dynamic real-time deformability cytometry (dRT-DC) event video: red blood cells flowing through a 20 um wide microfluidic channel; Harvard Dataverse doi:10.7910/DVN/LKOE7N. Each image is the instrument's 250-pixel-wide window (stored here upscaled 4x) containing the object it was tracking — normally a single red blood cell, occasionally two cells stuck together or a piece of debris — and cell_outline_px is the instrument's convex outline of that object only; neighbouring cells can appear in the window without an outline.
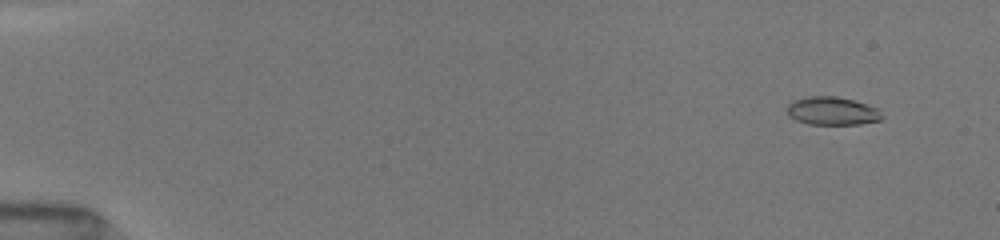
{"species": "common noctule bat (a hibernating species)", "species_latin": "Nyctalus noctula", "temperature_condition": "room temperature", "stored_images_in_passage": 49, "camera_frame_rate_fps": 3000, "um_per_image_px": 0.085, "animal": {"sex": "female", "body_mass_g": 19.5, "forearm_length_mm": 54.1}, "frame": {"image": 1, "passage_image": 6, "time_ms": 1.333, "image_size_px": [1000, 240], "cell_outline_px": [[884, 116], [880, 120], [860, 124], [808, 124], [796, 120], [788, 116], [788, 104], [792, 100], [808, 96], [836, 96], [852, 100], [880, 108]], "centroid_in_image_um": [70.76, 9.43], "position_along_channel_um": 14.2, "area_um2": 15.72}}
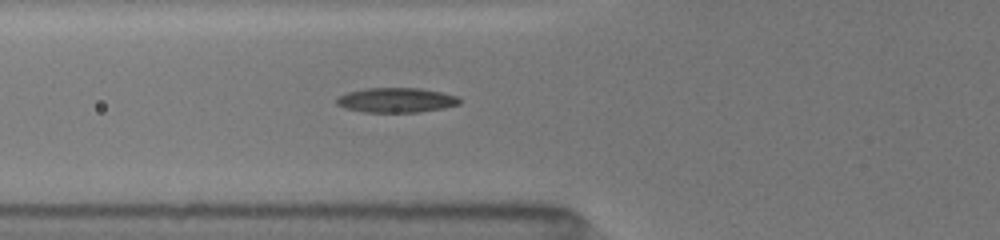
{"frame": {"image": 2, "passage_image": 37, "time_ms": 6.667, "image_size_px": [1000, 240], "cell_outline_px": [[460, 104], [440, 108], [416, 112], [364, 112], [344, 108], [336, 104], [336, 96], [348, 92], [368, 88], [420, 88], [440, 92], [456, 96], [460, 100]], "centroid_in_image_um": [33.61, 8.51], "position_along_channel_um": 92.2, "area_um2": 17.57}}
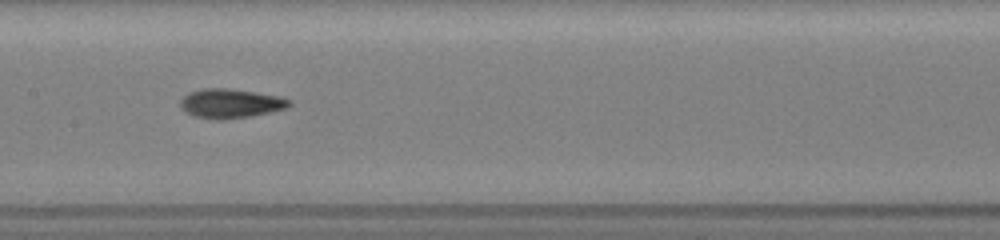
{"frame": {"image": 3, "passage_image": 48, "time_ms": 9.0, "image_size_px": [1000, 240], "cell_outline_px": [[292, 104], [284, 108], [268, 112], [248, 116], [224, 120], [216, 120], [192, 116], [184, 112], [180, 108], [180, 100], [188, 92], [204, 88], [228, 88], [284, 96], [292, 100]], "centroid_in_image_um": [19.57, 8.79], "position_along_channel_um": 187.8, "area_um2": 18.84}}